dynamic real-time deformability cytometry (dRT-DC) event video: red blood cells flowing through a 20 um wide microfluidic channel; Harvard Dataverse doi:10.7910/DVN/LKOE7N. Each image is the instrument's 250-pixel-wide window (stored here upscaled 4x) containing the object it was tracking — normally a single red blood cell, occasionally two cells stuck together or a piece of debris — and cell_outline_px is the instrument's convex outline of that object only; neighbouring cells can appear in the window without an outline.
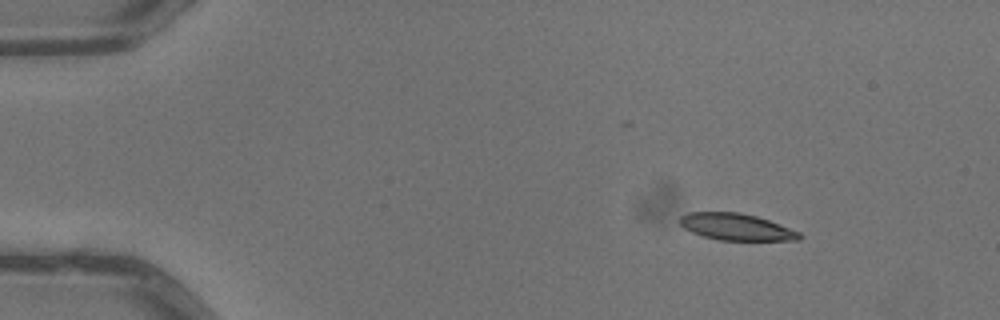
{"species": "common noctule bat (a hibernating species)", "species_latin": "Nyctalus noctula", "temperature_condition": "warm", "stored_images_in_passage": 6, "camera_frame_rate_fps": 3000, "um_per_image_px": 0.085, "animal": {"sex": "male", "body_mass_g": 13.3}, "frame": {"image": 1, "passage_image": 1, "time_ms": 0.0, "image_size_px": [1000, 320], "cell_outline_px": [[804, 236], [800, 240], [720, 240], [704, 236], [692, 232], [684, 228], [680, 224], [680, 216], [688, 212], [740, 212], [756, 216], [768, 220], [800, 232]], "centroid_in_image_um": [62.59, 19.28], "position_along_channel_um": 22.4, "area_um2": 18.55}}
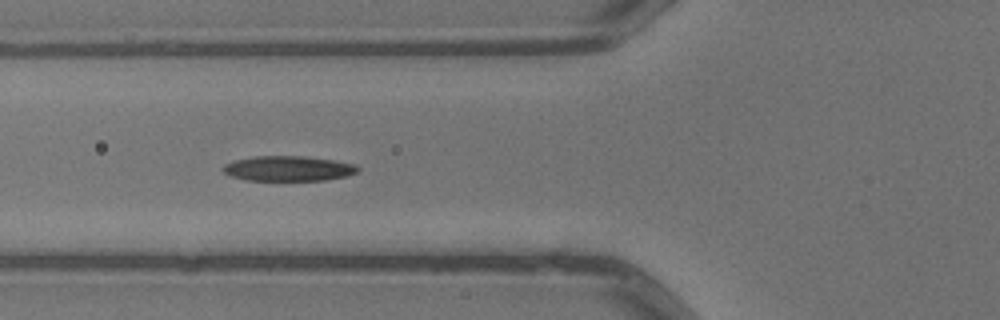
{"frame": {"image": 2, "passage_image": 4, "time_ms": 1.0, "image_size_px": [1000, 320], "cell_outline_px": [[360, 172], [348, 176], [324, 180], [248, 180], [232, 176], [224, 172], [220, 168], [224, 164], [236, 160], [252, 156], [304, 156], [332, 160], [356, 164], [360, 168]], "centroid_in_image_um": [24.54, 14.32], "position_along_channel_um": 101.3, "area_um2": 19.77}}
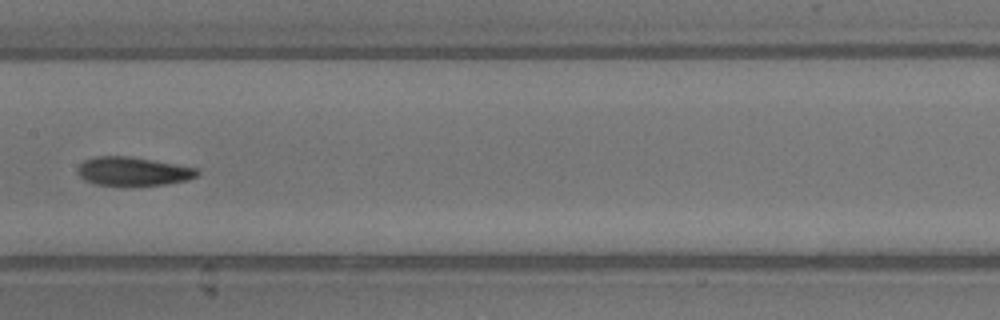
{"frame": {"image": 3, "passage_image": 6, "time_ms": 1.667, "image_size_px": [1000, 320], "cell_outline_px": [[200, 172], [196, 176], [188, 180], [164, 184], [96, 184], [84, 180], [76, 172], [76, 168], [84, 160], [96, 156], [132, 156], [200, 168]], "centroid_in_image_um": [11.32, 14.53], "position_along_channel_um": 196.1, "area_um2": 19.88}}